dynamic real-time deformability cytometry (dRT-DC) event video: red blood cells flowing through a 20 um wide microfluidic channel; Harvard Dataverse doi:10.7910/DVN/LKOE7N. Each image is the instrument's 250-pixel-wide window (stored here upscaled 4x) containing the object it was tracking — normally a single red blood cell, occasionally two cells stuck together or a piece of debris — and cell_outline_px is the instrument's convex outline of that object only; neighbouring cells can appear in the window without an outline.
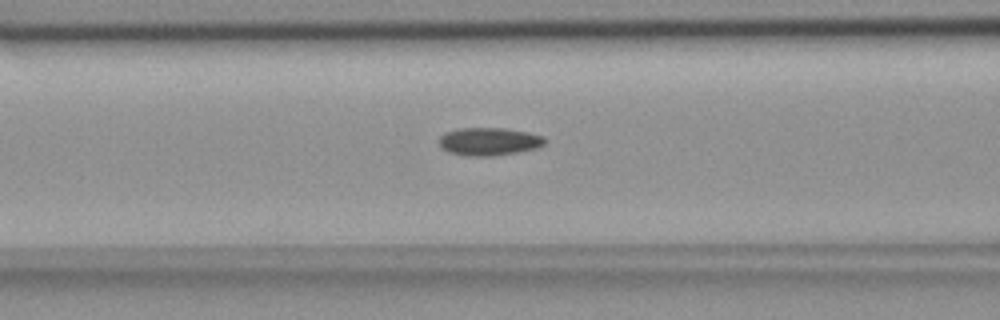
{"species": "common noctule bat (a hibernating species)", "species_latin": "Nyctalus noctula", "temperature_condition": "room temperature", "stored_images_in_passage": 55, "camera_frame_rate_fps": 3000, "um_per_image_px": 0.085, "animal": {"sex": "female", "body_mass_g": 18.4}, "frame": {"image": 1, "passage_image": 22, "time_ms": 7.0, "image_size_px": [1000, 320], "cell_outline_px": [[544, 144], [536, 148], [516, 152], [492, 156], [464, 156], [448, 152], [440, 148], [440, 136], [444, 132], [460, 128], [504, 128], [528, 132], [544, 136]], "centroid_in_image_um": [41.52, 12.03], "position_along_channel_um": 125.1, "area_um2": 17.22}}
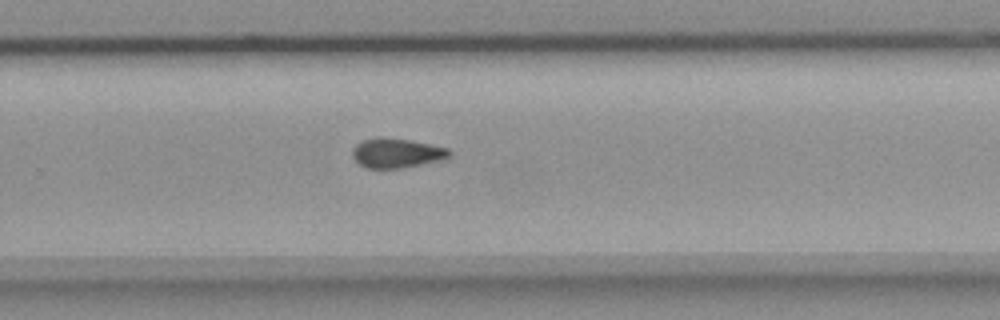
{"frame": {"image": 2, "passage_image": 36, "time_ms": 11.667, "image_size_px": [1000, 320], "cell_outline_px": [[452, 156], [444, 160], [404, 168], [364, 168], [352, 156], [352, 148], [356, 144], [364, 140], [380, 136], [408, 140], [448, 148], [452, 152]], "centroid_in_image_um": [33.74, 13.02], "position_along_channel_um": 296.1, "area_um2": 16.88}}
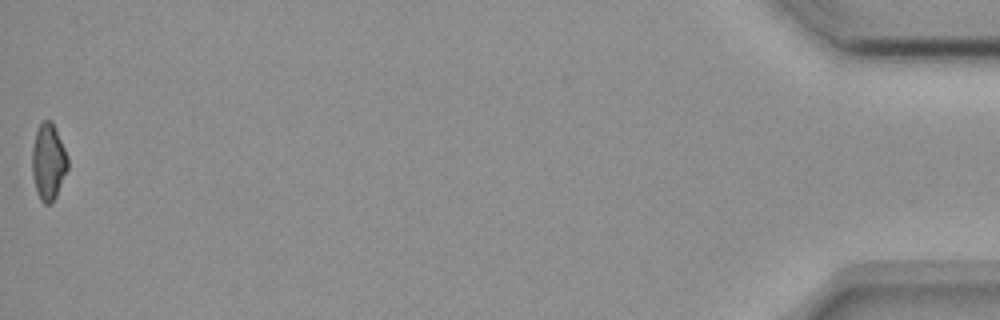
{"frame": {"image": 3, "passage_image": 55, "time_ms": 18.0, "image_size_px": [1000, 320], "cell_outline_px": [[68, 168], [56, 196], [48, 204], [44, 204], [40, 200], [36, 192], [32, 176], [32, 148], [36, 132], [40, 124], [44, 120], [52, 120], [68, 156]], "centroid_in_image_um": [4.11, 13.75], "position_along_channel_um": 431.1, "area_um2": 15.9}, "authors_computed_cell_mechanics": {"area_um2": 16.6464, "velocity_mm_per_s": 3.6765, "shape_relaxation_time_tau1_ms": null, "shape_relaxation_time_tau2_ms": 6.0692, "deformation_change_tau1": null, "deformation_change_tau2": 0.1314}}